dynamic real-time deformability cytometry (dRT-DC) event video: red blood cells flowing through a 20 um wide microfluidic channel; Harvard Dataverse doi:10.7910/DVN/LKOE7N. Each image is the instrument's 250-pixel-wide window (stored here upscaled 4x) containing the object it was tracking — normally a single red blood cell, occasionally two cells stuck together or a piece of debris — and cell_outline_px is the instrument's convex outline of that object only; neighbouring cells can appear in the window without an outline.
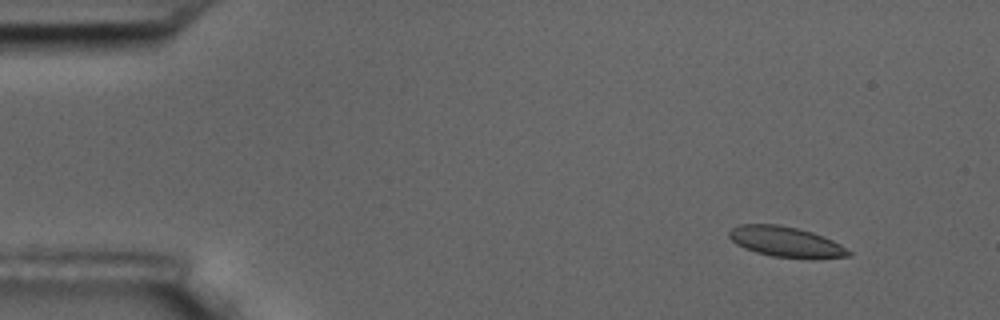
{"species": "common noctule bat (a hibernating species)", "species_latin": "Nyctalus noctula", "temperature_condition": "room temperature", "stored_images_in_passage": 5, "camera_frame_rate_fps": 3000, "um_per_image_px": 0.085, "animal": {"sex": "male", "body_mass_g": 17.5, "forearm_length_mm": 52.3}, "frame": {"image": 1, "passage_image": 2, "time_ms": 1.333, "image_size_px": [1000, 320], "cell_outline_px": [[852, 256], [812, 260], [772, 256], [756, 252], [744, 248], [736, 244], [728, 236], [728, 232], [732, 228], [740, 224], [776, 224], [796, 228], [812, 232], [824, 236], [840, 244], [852, 252]], "centroid_in_image_um": [66.84, 20.58], "position_along_channel_um": 18.2, "area_um2": 21.5}}
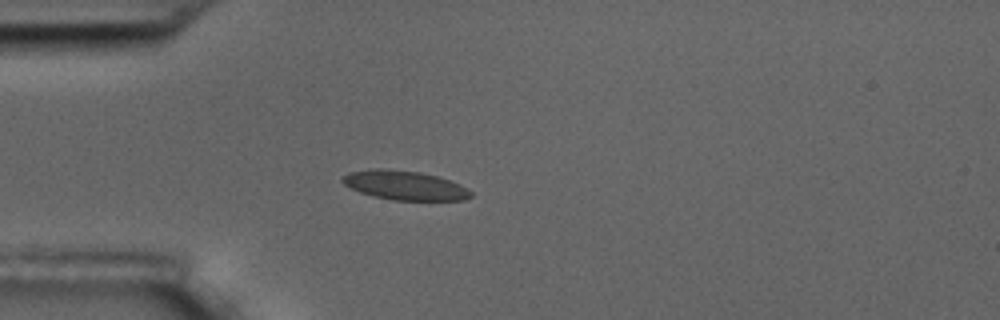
{"frame": {"image": 2, "passage_image": 5, "time_ms": 4.667, "image_size_px": [1000, 320], "cell_outline_px": [[472, 196], [464, 200], [392, 200], [372, 196], [360, 192], [344, 184], [340, 180], [348, 172], [372, 168], [388, 168], [420, 172], [436, 176], [460, 184], [468, 188], [472, 192]], "centroid_in_image_um": [34.39, 15.74], "position_along_channel_um": 50.6, "area_um2": 21.96}}